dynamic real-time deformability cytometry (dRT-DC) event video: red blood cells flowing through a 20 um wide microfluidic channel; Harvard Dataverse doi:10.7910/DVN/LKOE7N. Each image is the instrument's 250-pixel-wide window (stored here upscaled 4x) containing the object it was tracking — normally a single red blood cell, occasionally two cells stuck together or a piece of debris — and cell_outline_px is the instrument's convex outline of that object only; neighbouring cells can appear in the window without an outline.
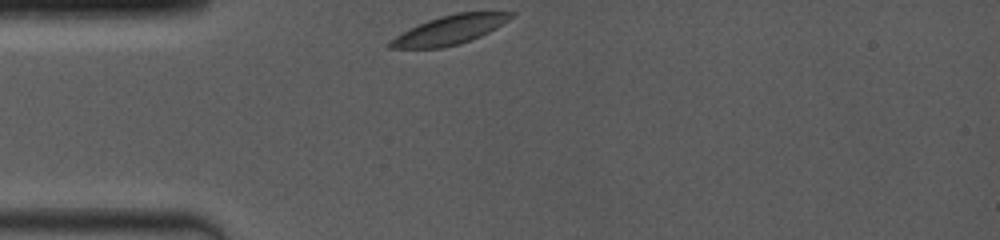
{"species": "common noctule bat (a hibernating species)", "species_latin": "Nyctalus noctula", "temperature_condition": "room temperature", "stored_images_in_passage": 23, "camera_frame_rate_fps": 4000, "um_per_image_px": 0.085, "animal": {"sex": "female", "body_mass_g": 19.0, "forearm_length_mm": 53.3}, "frame": {"image": 1, "passage_image": 1, "time_ms": 0.0, "image_size_px": [1000, 240], "cell_outline_px": [[516, 12], [508, 20], [496, 28], [480, 36], [460, 44], [444, 48], [388, 48], [388, 40], [408, 28], [428, 20], [440, 16], [456, 12]], "centroid_in_image_um": [38.17, 2.55], "position_along_channel_um": 46.8, "area_um2": 20.46}}
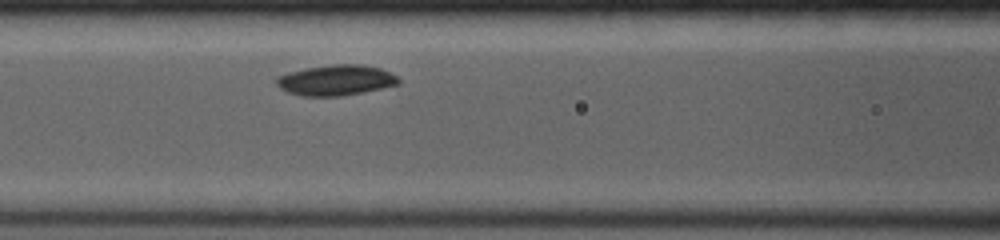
{"frame": {"image": 2, "passage_image": 12, "time_ms": 2.75, "image_size_px": [1000, 240], "cell_outline_px": [[400, 84], [364, 92], [340, 96], [300, 96], [288, 92], [280, 88], [276, 84], [276, 76], [288, 72], [308, 68], [332, 64], [360, 64], [380, 68], [396, 76], [400, 80]], "centroid_in_image_um": [28.54, 6.82], "position_along_channel_um": 138.1, "area_um2": 21.73}}
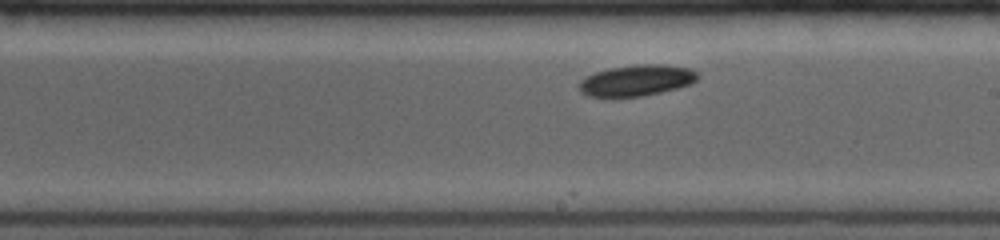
{"frame": {"image": 3, "passage_image": 23, "time_ms": 5.25, "image_size_px": [1000, 240], "cell_outline_px": [[700, 76], [692, 84], [644, 96], [588, 96], [580, 92], [580, 80], [596, 72], [608, 68], [640, 64], [660, 64], [692, 68], [700, 72]], "centroid_in_image_um": [54.18, 6.82], "position_along_channel_um": 234.8, "area_um2": 21.44}}